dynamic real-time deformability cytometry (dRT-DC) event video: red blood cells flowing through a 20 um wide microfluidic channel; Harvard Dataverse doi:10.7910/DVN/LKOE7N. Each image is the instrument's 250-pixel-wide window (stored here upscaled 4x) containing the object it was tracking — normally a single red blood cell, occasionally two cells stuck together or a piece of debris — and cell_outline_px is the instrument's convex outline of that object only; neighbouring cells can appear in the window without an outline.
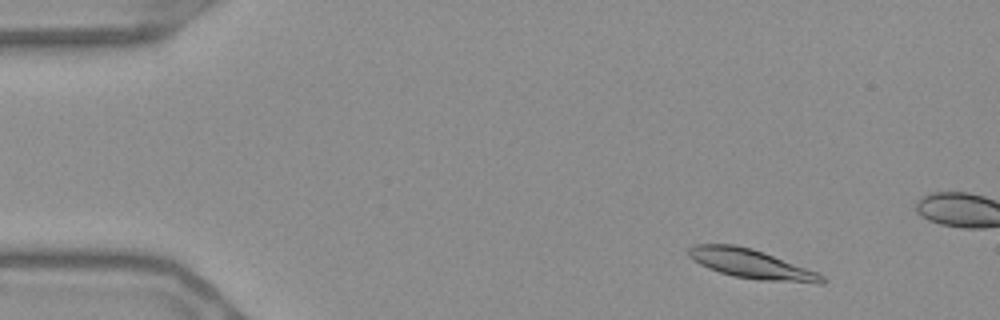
{"species": "Egyptian fruit bat (a non-hibernating species)", "species_latin": "Rousettus aegyptiacus", "temperature_condition": "warm", "stored_images_in_passage": 15, "camera_frame_rate_fps": 3000, "um_per_image_px": 0.085, "frame": {"image": 1, "passage_image": 5, "time_ms": 1.333, "image_size_px": [1000, 320], "cell_outline_px": [[828, 280], [824, 284], [820, 284], [760, 280], [732, 276], [708, 268], [692, 260], [688, 256], [688, 248], [692, 244], [732, 244], [752, 248], [764, 252], [816, 272], [824, 276]], "centroid_in_image_um": [63.85, 22.44], "position_along_channel_um": 21.1, "area_um2": 22.83}}